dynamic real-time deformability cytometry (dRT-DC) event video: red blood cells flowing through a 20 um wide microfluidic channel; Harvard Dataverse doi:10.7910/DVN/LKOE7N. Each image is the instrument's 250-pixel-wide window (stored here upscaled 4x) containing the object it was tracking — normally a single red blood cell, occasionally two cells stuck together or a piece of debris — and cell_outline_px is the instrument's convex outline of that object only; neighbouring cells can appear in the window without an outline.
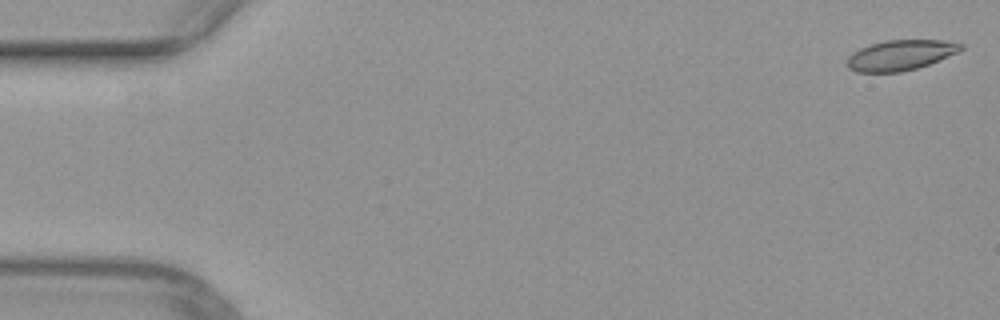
{"species": "common noctule bat (a hibernating species)", "species_latin": "Nyctalus noctula", "temperature_condition": "warm", "stored_images_in_passage": 11, "camera_frame_rate_fps": 3000, "um_per_image_px": 0.085, "animal": {"sex": "female", "body_mass_g": 29.2, "forearm_length_mm": 56.3}, "frame": {"image": 1, "passage_image": 1, "time_ms": 0.0, "image_size_px": [1000, 320], "cell_outline_px": [[964, 48], [960, 52], [928, 64], [916, 68], [900, 72], [856, 72], [848, 68], [844, 64], [848, 56], [852, 52], [860, 48], [884, 40], [944, 40], [964, 44]], "centroid_in_image_um": [76.52, 4.68], "position_along_channel_um": 8.5, "area_um2": 20.29}}